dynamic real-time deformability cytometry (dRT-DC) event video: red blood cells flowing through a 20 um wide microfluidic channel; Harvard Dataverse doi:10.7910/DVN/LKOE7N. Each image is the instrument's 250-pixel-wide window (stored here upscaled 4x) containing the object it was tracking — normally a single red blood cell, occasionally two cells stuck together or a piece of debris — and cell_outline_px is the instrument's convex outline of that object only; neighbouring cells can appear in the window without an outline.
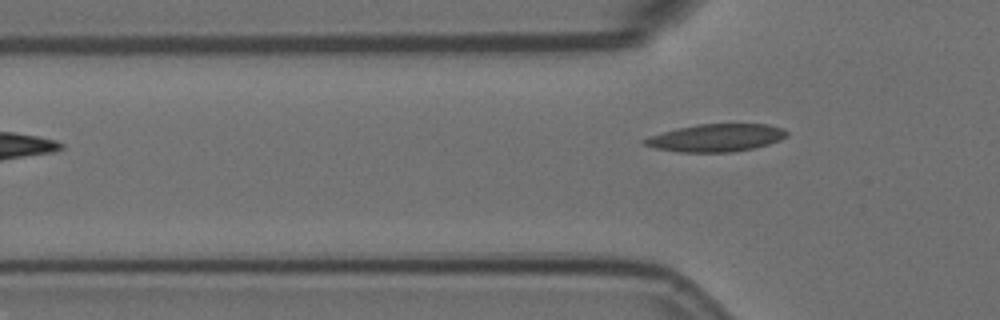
{"species": "Egyptian fruit bat (a non-hibernating species)", "species_latin": "Rousettus aegyptiacus", "temperature_condition": "room temperature", "stored_images_in_passage": 3, "segment_of_instrument_passage": [2, 2], "camera_frame_rate_fps": 3000, "um_per_image_px": 0.085, "animal": {"sex": "female"}, "frame": {"image": 1, "passage_image": 3, "time_ms": 0.667, "image_size_px": [1000, 320], "cell_outline_px": [[788, 136], [780, 140], [768, 144], [752, 148], [732, 152], [680, 152], [656, 148], [644, 144], [640, 140], [648, 136], [676, 128], [696, 124], [768, 124], [784, 128], [788, 132]], "centroid_in_image_um": [60.87, 11.7], "position_along_channel_um": 64.9, "area_um2": 23.0}}